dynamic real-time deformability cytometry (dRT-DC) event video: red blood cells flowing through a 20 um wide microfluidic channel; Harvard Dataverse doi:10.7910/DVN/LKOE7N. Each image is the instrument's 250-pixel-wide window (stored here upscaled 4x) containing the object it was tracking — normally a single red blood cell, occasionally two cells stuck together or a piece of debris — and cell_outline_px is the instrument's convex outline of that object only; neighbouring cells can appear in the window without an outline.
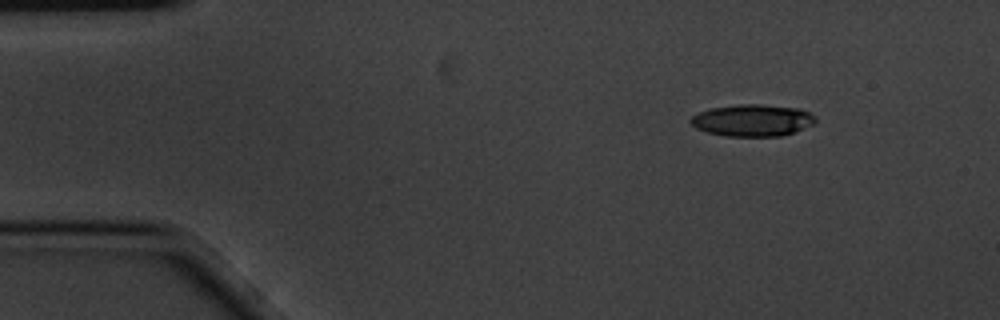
{"species": "common noctule bat (a hibernating species)", "species_latin": "Nyctalus noctula", "temperature_condition": "cold", "stored_images_in_passage": 3, "camera_frame_rate_fps": 3000, "um_per_image_px": 0.085, "animal": {"sex": "male", "body_mass_g": 20.1, "forearm_length_mm": 53.5}, "frame": {"image": 1, "passage_image": 1, "time_ms": 0.0, "image_size_px": [1000, 320], "cell_outline_px": [[816, 124], [780, 136], [728, 136], [708, 132], [696, 128], [688, 120], [692, 116], [700, 112], [712, 108], [740, 104], [760, 104], [800, 108], [816, 116]], "centroid_in_image_um": [63.99, 10.22], "position_along_channel_um": 21.0, "area_um2": 23.12}}
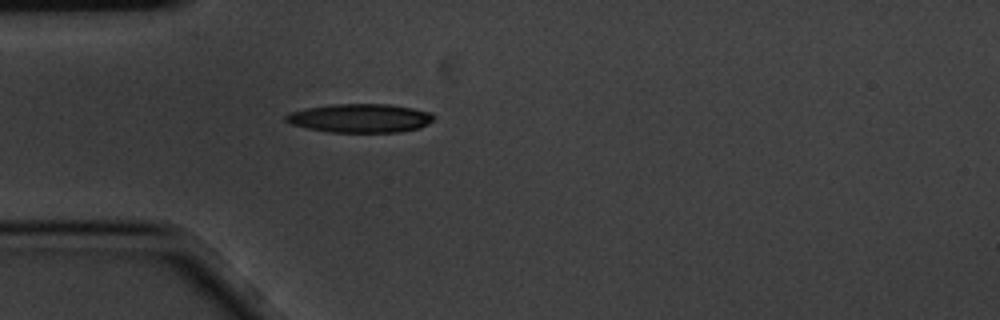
{"frame": {"image": 2, "passage_image": 3, "time_ms": 0.667, "image_size_px": [1000, 320], "cell_outline_px": [[436, 116], [428, 124], [420, 128], [400, 132], [328, 132], [308, 128], [292, 124], [284, 120], [284, 116], [288, 112], [308, 108], [332, 104], [388, 104], [412, 108], [432, 112]], "centroid_in_image_um": [30.63, 10.04], "position_along_channel_um": 54.4, "area_um2": 24.85}}